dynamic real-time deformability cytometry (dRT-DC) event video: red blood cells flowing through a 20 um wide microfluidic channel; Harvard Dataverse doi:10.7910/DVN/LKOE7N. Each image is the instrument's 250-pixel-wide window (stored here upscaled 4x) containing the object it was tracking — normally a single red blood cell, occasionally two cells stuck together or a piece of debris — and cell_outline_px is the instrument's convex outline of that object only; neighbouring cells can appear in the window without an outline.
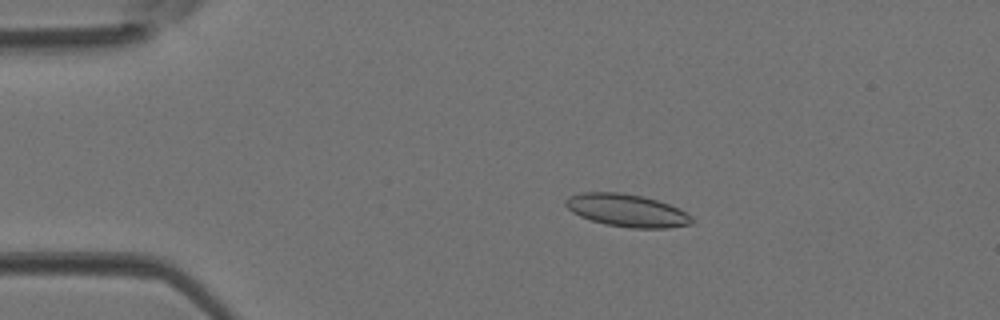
{"species": "Egyptian fruit bat (a non-hibernating species)", "species_latin": "Rousettus aegyptiacus", "temperature_condition": "room temperature", "stored_images_in_passage": 38, "camera_frame_rate_fps": 3000, "um_per_image_px": 0.085, "animal": {"sex": "female"}, "frame": {"image": 1, "passage_image": 3, "time_ms": 0.667, "image_size_px": [1000, 320], "cell_outline_px": [[692, 224], [668, 228], [632, 228], [604, 224], [580, 216], [572, 212], [564, 204], [564, 200], [568, 196], [580, 192], [620, 192], [644, 196], [668, 204], [692, 216]], "centroid_in_image_um": [53.24, 17.88], "position_along_channel_um": 31.8, "area_um2": 23.99}}
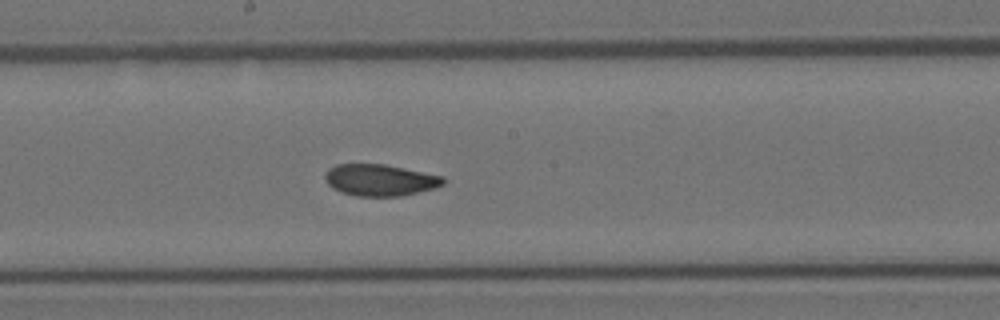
{"frame": {"image": 2, "passage_image": 18, "time_ms": 5.667, "image_size_px": [1000, 320], "cell_outline_px": [[444, 184], [436, 188], [400, 196], [356, 196], [340, 192], [332, 188], [324, 180], [324, 176], [328, 168], [336, 164], [384, 164], [444, 176]], "centroid_in_image_um": [32.28, 15.3], "position_along_channel_um": 215.9, "area_um2": 21.91}}
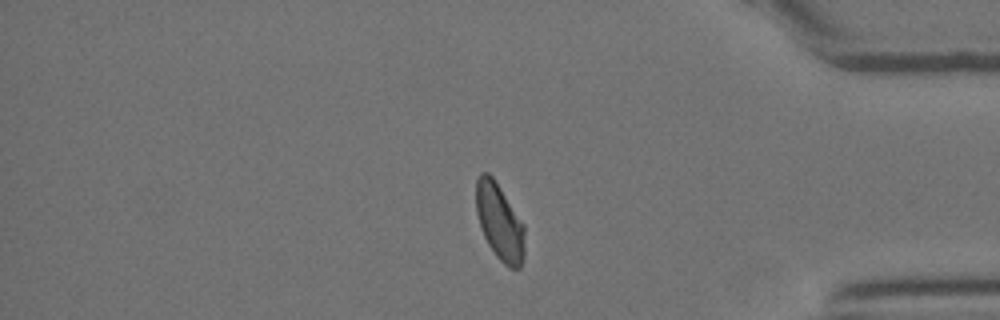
{"frame": {"image": 3, "passage_image": 31, "time_ms": 10.0, "image_size_px": [1000, 320], "cell_outline_px": [[524, 256], [520, 268], [508, 268], [496, 256], [488, 244], [484, 236], [476, 212], [476, 180], [480, 172], [488, 172], [492, 176], [524, 224]], "centroid_in_image_um": [42.46, 18.87], "position_along_channel_um": 392.7, "area_um2": 21.56}}